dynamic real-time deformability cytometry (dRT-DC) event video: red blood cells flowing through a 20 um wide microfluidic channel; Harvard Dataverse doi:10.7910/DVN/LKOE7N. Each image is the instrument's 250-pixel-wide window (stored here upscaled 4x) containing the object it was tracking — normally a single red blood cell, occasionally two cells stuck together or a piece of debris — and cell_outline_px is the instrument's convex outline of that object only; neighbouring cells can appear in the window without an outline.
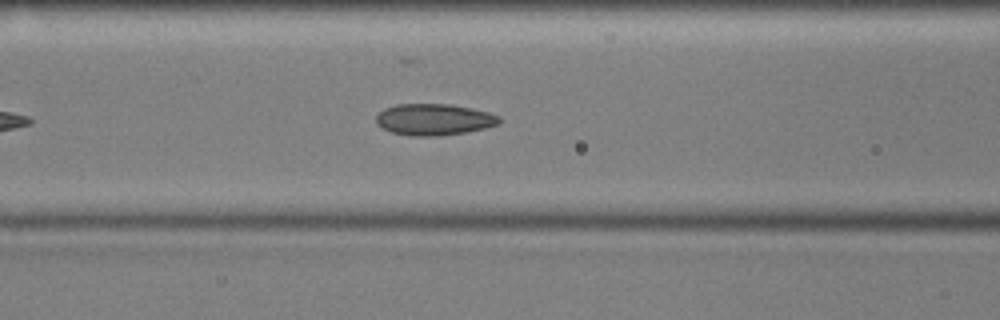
{"species": "common noctule bat (a hibernating species)", "species_latin": "Nyctalus noctula", "temperature_condition": "cold", "stored_images_in_passage": 45, "camera_frame_rate_fps": 3000, "um_per_image_px": 0.085, "animal": {"sex": "male", "body_mass_g": 17.9, "forearm_length_mm": 54.2}, "frame": {"image": 1, "passage_image": 12, "time_ms": 3.667, "image_size_px": [1000, 320], "cell_outline_px": [[500, 124], [484, 128], [464, 132], [440, 136], [412, 136], [392, 132], [376, 124], [376, 116], [384, 108], [396, 104], [448, 104], [488, 112], [500, 116]], "centroid_in_image_um": [36.87, 10.16], "position_along_channel_um": 129.7, "area_um2": 22.43}}
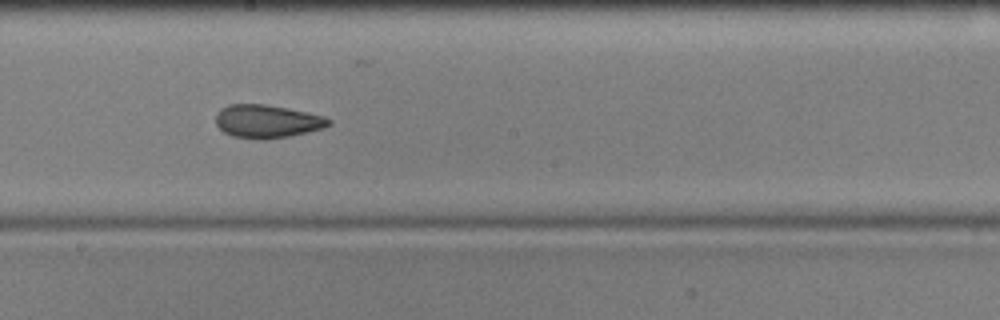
{"frame": {"image": 2, "passage_image": 20, "time_ms": 6.333, "image_size_px": [1000, 320], "cell_outline_px": [[332, 124], [324, 128], [308, 132], [268, 140], [260, 140], [232, 136], [224, 132], [216, 124], [216, 112], [220, 108], [228, 104], [264, 104], [288, 108], [308, 112], [324, 116], [332, 120]], "centroid_in_image_um": [22.71, 10.31], "position_along_channel_um": 225.5, "area_um2": 22.14}}
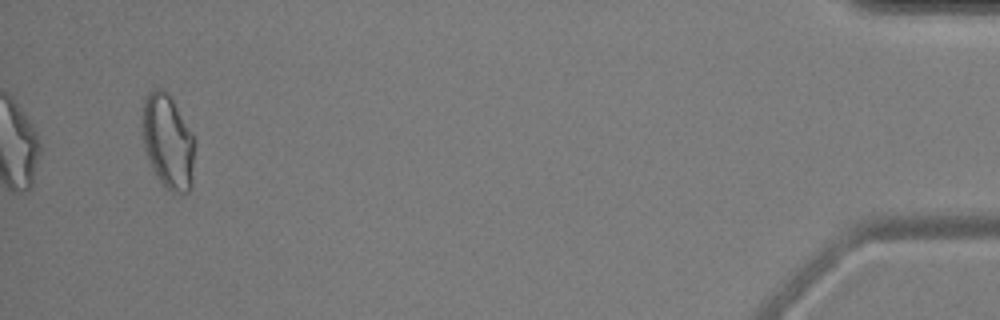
{"frame": {"image": 3, "passage_image": 43, "time_ms": 14.0, "image_size_px": [1000, 320], "cell_outline_px": [[192, 188], [188, 192], [172, 192], [160, 180], [152, 168], [144, 148], [144, 100], [148, 92], [152, 88], [160, 88], [168, 92], [192, 136]], "centroid_in_image_um": [14.25, 12.03], "position_along_channel_um": 420.9, "area_um2": 27.57}, "authors_computed_cell_mechanics": {"area_um2": 23.0622, "velocity_mm_per_s": 3.5884, "shape_relaxation_time_tau1_ms": 5.5097, "shape_relaxation_time_tau2_ms": 1.6162, "deformation_change_tau1": 0.1279, "deformation_change_tau2": 0.0777}}